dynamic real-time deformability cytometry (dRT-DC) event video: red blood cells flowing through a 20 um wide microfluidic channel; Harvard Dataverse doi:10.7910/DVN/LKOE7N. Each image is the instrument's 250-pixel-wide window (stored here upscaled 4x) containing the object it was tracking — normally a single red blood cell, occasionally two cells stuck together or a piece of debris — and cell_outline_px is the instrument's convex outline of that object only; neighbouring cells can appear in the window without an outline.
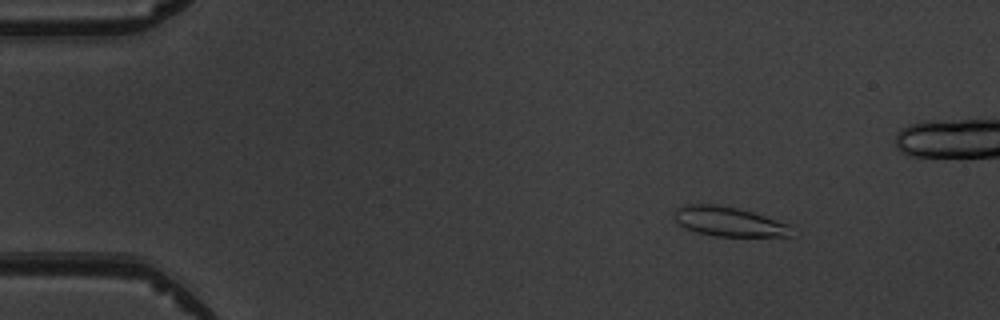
{"species": "common noctule bat (a hibernating species)", "species_latin": "Nyctalus noctula", "temperature_condition": "warm", "stored_images_in_passage": 5, "camera_frame_rate_fps": 3000, "um_per_image_px": 0.085, "animal": {"sex": "male", "body_mass_g": 19.5, "forearm_length_mm": 54.6}, "frame": {"image": 1, "passage_image": 2, "time_ms": 1.0, "image_size_px": [1000, 320], "cell_outline_px": [[796, 236], [716, 236], [696, 232], [684, 228], [676, 220], [676, 208], [688, 204], [712, 204], [736, 208], [752, 212], [788, 224]], "centroid_in_image_um": [61.97, 18.85], "position_along_channel_um": 23.0, "area_um2": 19.88}}